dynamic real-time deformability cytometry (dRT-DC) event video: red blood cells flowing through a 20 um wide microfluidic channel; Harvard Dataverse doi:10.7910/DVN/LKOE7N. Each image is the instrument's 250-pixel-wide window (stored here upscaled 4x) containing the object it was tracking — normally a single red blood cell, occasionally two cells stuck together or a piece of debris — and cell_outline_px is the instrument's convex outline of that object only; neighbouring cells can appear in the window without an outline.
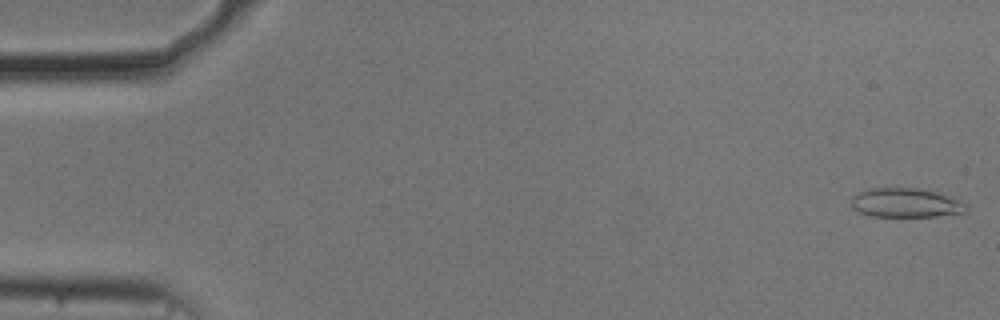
{"species": "common noctule bat (a hibernating species)", "species_latin": "Nyctalus noctula", "temperature_condition": "cold", "stored_images_in_passage": 54, "camera_frame_rate_fps": 3000, "um_per_image_px": 0.085, "animal": {"sex": "male", "body_mass_g": 20.5, "forearm_length_mm": 52.5}, "frame": {"image": 1, "passage_image": 1, "time_ms": 0.0, "image_size_px": [1000, 320], "cell_outline_px": [[968, 212], [936, 216], [872, 216], [860, 212], [852, 204], [852, 196], [860, 192], [872, 188], [916, 188], [964, 200], [968, 204]], "centroid_in_image_um": [77.07, 17.24], "position_along_channel_um": 7.9, "area_um2": 19.36}}
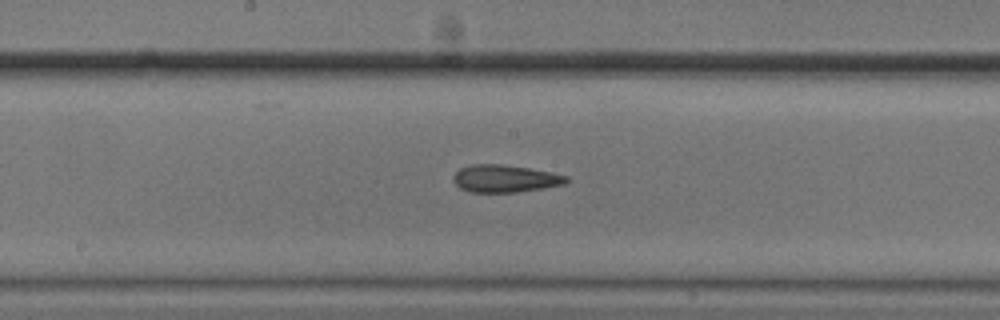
{"frame": {"image": 2, "passage_image": 28, "time_ms": 9.0, "image_size_px": [1000, 320], "cell_outline_px": [[568, 180], [564, 184], [544, 188], [516, 192], [472, 192], [460, 188], [452, 180], [456, 172], [460, 168], [472, 164], [504, 164], [552, 172], [568, 176]], "centroid_in_image_um": [42.93, 15.17], "position_along_channel_um": 205.3, "area_um2": 18.03}}
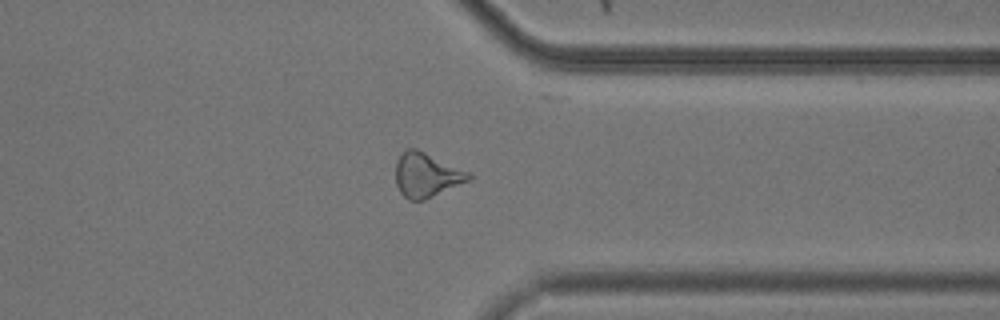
{"frame": {"image": 3, "passage_image": 42, "time_ms": 13.667, "image_size_px": [1000, 320], "cell_outline_px": [[472, 176], [468, 180], [424, 200], [408, 200], [400, 192], [396, 184], [396, 160], [404, 148], [416, 148], [472, 172]], "centroid_in_image_um": [36.23, 14.84], "position_along_channel_um": 375.2, "area_um2": 18.96}, "authors_computed_cell_mechanics": {"area_um2": 18.6694, "velocity_mm_per_s": 3.7214, "shape_relaxation_time_tau1_ms": null, "shape_relaxation_time_tau2_ms": 6.9557, "deformation_change_tau1": null, "deformation_change_tau2": 0.181}}